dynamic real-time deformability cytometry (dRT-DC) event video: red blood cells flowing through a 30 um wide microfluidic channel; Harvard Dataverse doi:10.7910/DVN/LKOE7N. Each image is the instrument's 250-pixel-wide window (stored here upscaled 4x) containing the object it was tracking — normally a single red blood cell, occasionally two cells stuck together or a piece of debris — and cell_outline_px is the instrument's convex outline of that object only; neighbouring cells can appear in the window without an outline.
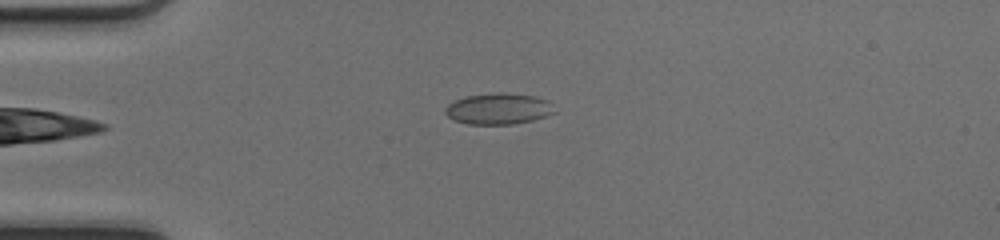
{"species": "common noctule bat (a hibernating species)", "species_latin": "Nyctalus noctula", "temperature_condition": "cold", "stored_images_in_passage": 33, "camera_frame_rate_fps": 3000, "um_per_image_px": 0.085, "animal": {"sex": "female", "body_mass_g": 17.0, "forearm_length_mm": 48.0}, "frame": {"image": 1, "passage_image": 1, "time_ms": 0.0, "image_size_px": [1000, 240], "cell_outline_px": [[556, 112], [532, 120], [512, 124], [468, 124], [452, 120], [444, 112], [444, 108], [448, 104], [464, 96], [496, 92], [508, 92], [536, 96], [548, 100]], "centroid_in_image_um": [42.34, 9.23], "position_along_channel_um": 42.7, "area_um2": 20.0}}
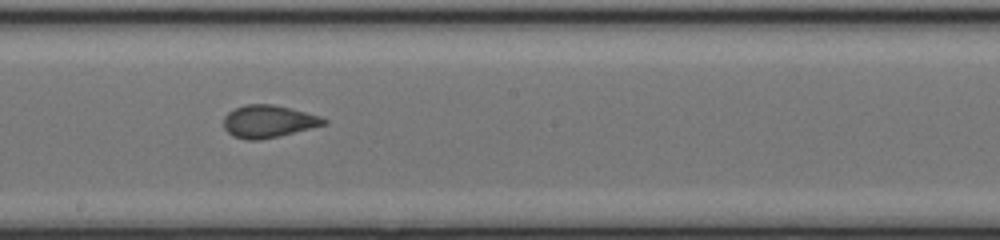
{"frame": {"image": 2, "passage_image": 16, "time_ms": 5.0, "image_size_px": [1000, 240], "cell_outline_px": [[328, 124], [280, 136], [260, 140], [248, 140], [232, 136], [224, 128], [224, 116], [228, 112], [244, 104], [272, 104], [320, 116], [328, 120]], "centroid_in_image_um": [22.81, 10.33], "position_along_channel_um": 225.4, "area_um2": 18.96}}
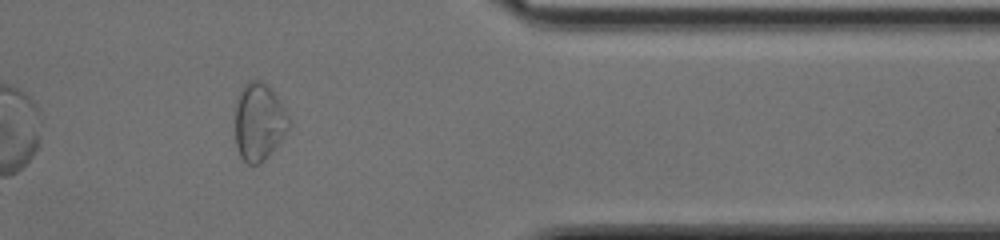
{"frame": {"image": 3, "passage_image": 29, "time_ms": 9.333, "image_size_px": [1000, 240], "cell_outline_px": [[288, 128], [268, 156], [260, 164], [248, 164], [240, 156], [236, 148], [236, 100], [244, 84], [248, 80], [260, 80], [276, 96], [284, 108], [288, 116]], "centroid_in_image_um": [21.97, 10.37], "position_along_channel_um": 389.4, "area_um2": 23.7}}